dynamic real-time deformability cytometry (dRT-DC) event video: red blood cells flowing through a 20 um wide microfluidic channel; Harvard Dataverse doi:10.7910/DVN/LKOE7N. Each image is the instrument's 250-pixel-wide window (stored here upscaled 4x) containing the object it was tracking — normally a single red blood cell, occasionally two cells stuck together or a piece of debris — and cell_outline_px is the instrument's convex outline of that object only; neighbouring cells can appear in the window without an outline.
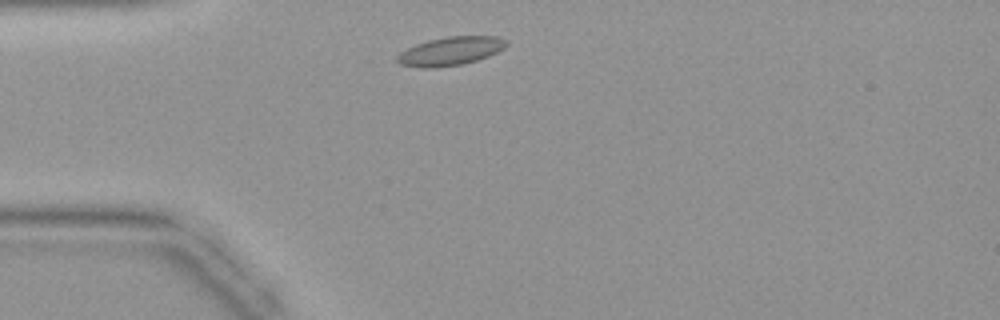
{"species": "common noctule bat (a hibernating species)", "species_latin": "Nyctalus noctula", "temperature_condition": "warm", "stored_images_in_passage": 34, "camera_frame_rate_fps": 3000, "um_per_image_px": 0.085, "animal": {"sex": "female", "body_mass_g": 19.9}, "frame": {"image": 1, "passage_image": 2, "time_ms": 0.333, "image_size_px": [1000, 320], "cell_outline_px": [[508, 44], [504, 48], [488, 56], [464, 64], [432, 68], [420, 68], [400, 64], [396, 60], [396, 56], [400, 52], [416, 44], [428, 40], [448, 36], [496, 36], [508, 40]], "centroid_in_image_um": [38.29, 4.34], "position_along_channel_um": 46.7, "area_um2": 18.21}}
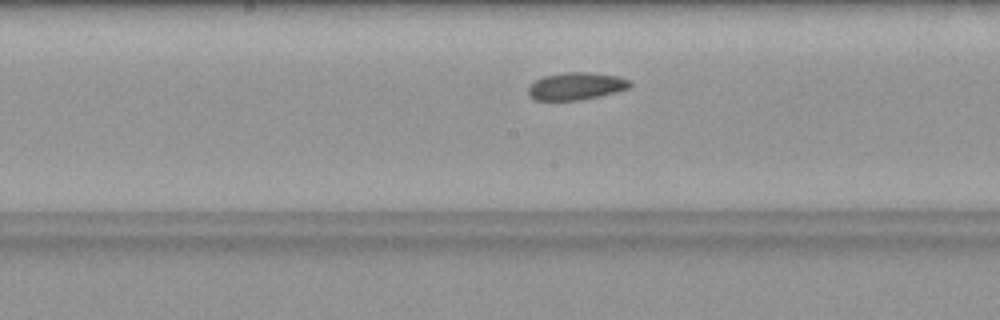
{"frame": {"image": 2, "passage_image": 13, "time_ms": 4.0, "image_size_px": [1000, 320], "cell_outline_px": [[632, 84], [628, 88], [600, 96], [580, 100], [532, 100], [528, 96], [528, 88], [536, 80], [544, 76], [564, 72], [588, 72], [620, 76], [632, 80]], "centroid_in_image_um": [48.98, 7.32], "position_along_channel_um": 199.2, "area_um2": 16.36}}
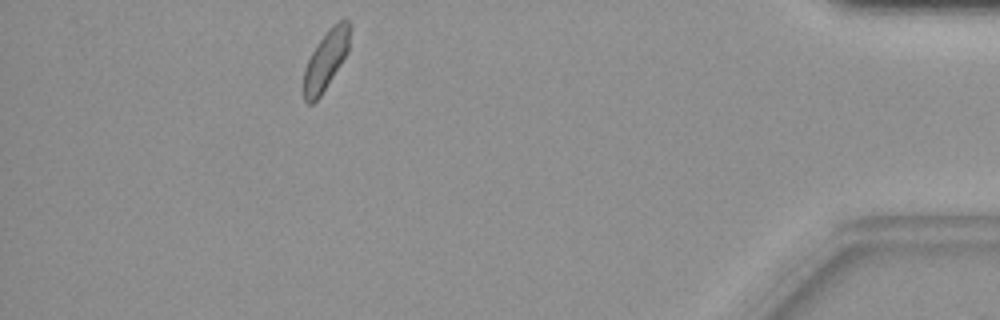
{"frame": {"image": 3, "passage_image": 30, "time_ms": 9.667, "image_size_px": [1000, 320], "cell_outline_px": [[352, 24], [348, 52], [320, 96], [312, 104], [308, 104], [304, 100], [304, 68], [316, 44], [328, 28], [332, 24], [344, 16]], "centroid_in_image_um": [27.74, 5.01], "position_along_channel_um": 407.5, "area_um2": 16.18}}